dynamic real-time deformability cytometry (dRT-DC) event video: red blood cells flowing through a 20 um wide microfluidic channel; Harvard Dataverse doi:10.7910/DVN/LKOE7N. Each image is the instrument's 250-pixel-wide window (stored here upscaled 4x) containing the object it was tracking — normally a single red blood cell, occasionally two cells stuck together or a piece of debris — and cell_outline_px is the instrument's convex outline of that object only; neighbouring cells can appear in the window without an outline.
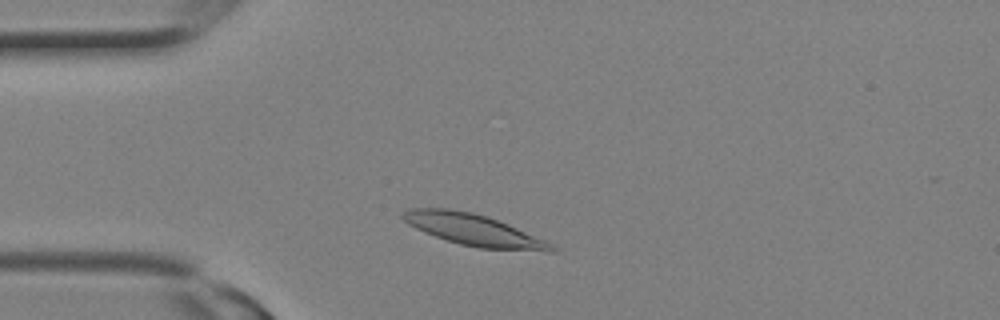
{"species": "Egyptian fruit bat (a non-hibernating species)", "species_latin": "Rousettus aegyptiacus", "temperature_condition": "room temperature", "stored_images_in_passage": 1, "camera_frame_rate_fps": 3000, "um_per_image_px": 0.085, "animal": {"sex": "female"}, "frame": {"image": 1, "passage_image": 1, "time_ms": 0.0, "image_size_px": [1000, 320], "cell_outline_px": [[556, 252], [548, 252], [480, 248], [460, 244], [424, 232], [408, 224], [400, 216], [408, 208], [448, 208], [472, 212], [488, 216], [508, 224], [544, 240], [552, 244], [556, 248]], "centroid_in_image_um": [40.27, 19.54], "position_along_channel_um": 44.7, "area_um2": 27.17}}